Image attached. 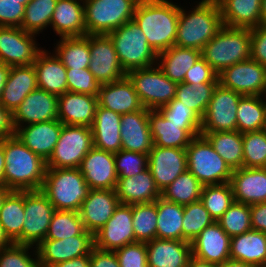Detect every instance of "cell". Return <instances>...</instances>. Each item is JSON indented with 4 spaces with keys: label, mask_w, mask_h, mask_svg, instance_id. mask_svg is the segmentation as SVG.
Returning a JSON list of instances; mask_svg holds the SVG:
<instances>
[{
    "label": "cell",
    "mask_w": 266,
    "mask_h": 267,
    "mask_svg": "<svg viewBox=\"0 0 266 267\" xmlns=\"http://www.w3.org/2000/svg\"><path fill=\"white\" fill-rule=\"evenodd\" d=\"M180 7L168 0H139L133 20L158 54L175 45Z\"/></svg>",
    "instance_id": "6da1fadb"
},
{
    "label": "cell",
    "mask_w": 266,
    "mask_h": 267,
    "mask_svg": "<svg viewBox=\"0 0 266 267\" xmlns=\"http://www.w3.org/2000/svg\"><path fill=\"white\" fill-rule=\"evenodd\" d=\"M4 147L6 188L15 191L41 190L46 161L33 153L14 135L1 138Z\"/></svg>",
    "instance_id": "7a4b0ae2"
},
{
    "label": "cell",
    "mask_w": 266,
    "mask_h": 267,
    "mask_svg": "<svg viewBox=\"0 0 266 267\" xmlns=\"http://www.w3.org/2000/svg\"><path fill=\"white\" fill-rule=\"evenodd\" d=\"M222 26L217 0H202L189 13L180 7L175 45L201 51Z\"/></svg>",
    "instance_id": "3957f363"
},
{
    "label": "cell",
    "mask_w": 266,
    "mask_h": 267,
    "mask_svg": "<svg viewBox=\"0 0 266 267\" xmlns=\"http://www.w3.org/2000/svg\"><path fill=\"white\" fill-rule=\"evenodd\" d=\"M201 57L218 75L227 67L251 59L250 29L223 25L202 48Z\"/></svg>",
    "instance_id": "277c9868"
},
{
    "label": "cell",
    "mask_w": 266,
    "mask_h": 267,
    "mask_svg": "<svg viewBox=\"0 0 266 267\" xmlns=\"http://www.w3.org/2000/svg\"><path fill=\"white\" fill-rule=\"evenodd\" d=\"M89 190L79 168H47L41 188L56 210L77 212Z\"/></svg>",
    "instance_id": "5b68a950"
},
{
    "label": "cell",
    "mask_w": 266,
    "mask_h": 267,
    "mask_svg": "<svg viewBox=\"0 0 266 267\" xmlns=\"http://www.w3.org/2000/svg\"><path fill=\"white\" fill-rule=\"evenodd\" d=\"M108 35L126 74L131 70L157 65L154 63H157L158 54L148 44L146 36L134 20L128 21Z\"/></svg>",
    "instance_id": "8992f818"
},
{
    "label": "cell",
    "mask_w": 266,
    "mask_h": 267,
    "mask_svg": "<svg viewBox=\"0 0 266 267\" xmlns=\"http://www.w3.org/2000/svg\"><path fill=\"white\" fill-rule=\"evenodd\" d=\"M187 170L203 186L230 182L233 170L202 135L194 137L186 148Z\"/></svg>",
    "instance_id": "52a82bcc"
},
{
    "label": "cell",
    "mask_w": 266,
    "mask_h": 267,
    "mask_svg": "<svg viewBox=\"0 0 266 267\" xmlns=\"http://www.w3.org/2000/svg\"><path fill=\"white\" fill-rule=\"evenodd\" d=\"M139 0H84L85 27L88 35H108L133 20Z\"/></svg>",
    "instance_id": "ba28073f"
},
{
    "label": "cell",
    "mask_w": 266,
    "mask_h": 267,
    "mask_svg": "<svg viewBox=\"0 0 266 267\" xmlns=\"http://www.w3.org/2000/svg\"><path fill=\"white\" fill-rule=\"evenodd\" d=\"M126 76L144 108L158 110L175 98L178 83L171 81L157 66L131 70Z\"/></svg>",
    "instance_id": "9c48e42d"
},
{
    "label": "cell",
    "mask_w": 266,
    "mask_h": 267,
    "mask_svg": "<svg viewBox=\"0 0 266 267\" xmlns=\"http://www.w3.org/2000/svg\"><path fill=\"white\" fill-rule=\"evenodd\" d=\"M94 147L91 127L64 125L48 161L47 168H79L82 159Z\"/></svg>",
    "instance_id": "30bf717a"
},
{
    "label": "cell",
    "mask_w": 266,
    "mask_h": 267,
    "mask_svg": "<svg viewBox=\"0 0 266 267\" xmlns=\"http://www.w3.org/2000/svg\"><path fill=\"white\" fill-rule=\"evenodd\" d=\"M55 207L41 190L24 191L22 244L37 246L46 237Z\"/></svg>",
    "instance_id": "8fae6325"
},
{
    "label": "cell",
    "mask_w": 266,
    "mask_h": 267,
    "mask_svg": "<svg viewBox=\"0 0 266 267\" xmlns=\"http://www.w3.org/2000/svg\"><path fill=\"white\" fill-rule=\"evenodd\" d=\"M242 96L218 83L201 119V133L237 130L236 112Z\"/></svg>",
    "instance_id": "7c38bea8"
},
{
    "label": "cell",
    "mask_w": 266,
    "mask_h": 267,
    "mask_svg": "<svg viewBox=\"0 0 266 267\" xmlns=\"http://www.w3.org/2000/svg\"><path fill=\"white\" fill-rule=\"evenodd\" d=\"M219 83L243 96L266 95V67L253 59L238 62L218 75Z\"/></svg>",
    "instance_id": "4fadbf2b"
},
{
    "label": "cell",
    "mask_w": 266,
    "mask_h": 267,
    "mask_svg": "<svg viewBox=\"0 0 266 267\" xmlns=\"http://www.w3.org/2000/svg\"><path fill=\"white\" fill-rule=\"evenodd\" d=\"M34 35L20 27L0 26V62L9 67L33 65L41 51Z\"/></svg>",
    "instance_id": "5bb4252c"
},
{
    "label": "cell",
    "mask_w": 266,
    "mask_h": 267,
    "mask_svg": "<svg viewBox=\"0 0 266 267\" xmlns=\"http://www.w3.org/2000/svg\"><path fill=\"white\" fill-rule=\"evenodd\" d=\"M89 49L91 62L88 69L100 85L126 77L109 35H89Z\"/></svg>",
    "instance_id": "9a60e30c"
},
{
    "label": "cell",
    "mask_w": 266,
    "mask_h": 267,
    "mask_svg": "<svg viewBox=\"0 0 266 267\" xmlns=\"http://www.w3.org/2000/svg\"><path fill=\"white\" fill-rule=\"evenodd\" d=\"M132 205L120 203L107 223L94 234V247L104 251H115L127 244L135 243Z\"/></svg>",
    "instance_id": "2e32d148"
},
{
    "label": "cell",
    "mask_w": 266,
    "mask_h": 267,
    "mask_svg": "<svg viewBox=\"0 0 266 267\" xmlns=\"http://www.w3.org/2000/svg\"><path fill=\"white\" fill-rule=\"evenodd\" d=\"M36 248L41 267H51L59 262L90 255L94 248V235H77L65 239H44Z\"/></svg>",
    "instance_id": "e0dca14e"
},
{
    "label": "cell",
    "mask_w": 266,
    "mask_h": 267,
    "mask_svg": "<svg viewBox=\"0 0 266 267\" xmlns=\"http://www.w3.org/2000/svg\"><path fill=\"white\" fill-rule=\"evenodd\" d=\"M154 181L162 191L187 170L186 148H169L153 145L148 154V166Z\"/></svg>",
    "instance_id": "ac0fdd59"
},
{
    "label": "cell",
    "mask_w": 266,
    "mask_h": 267,
    "mask_svg": "<svg viewBox=\"0 0 266 267\" xmlns=\"http://www.w3.org/2000/svg\"><path fill=\"white\" fill-rule=\"evenodd\" d=\"M149 127L155 146L187 148L194 137L201 135V124H175L158 110H149Z\"/></svg>",
    "instance_id": "d6986e66"
},
{
    "label": "cell",
    "mask_w": 266,
    "mask_h": 267,
    "mask_svg": "<svg viewBox=\"0 0 266 267\" xmlns=\"http://www.w3.org/2000/svg\"><path fill=\"white\" fill-rule=\"evenodd\" d=\"M12 115L15 130L22 123L30 125L58 120V96L37 88L27 95Z\"/></svg>",
    "instance_id": "ffe728a7"
},
{
    "label": "cell",
    "mask_w": 266,
    "mask_h": 267,
    "mask_svg": "<svg viewBox=\"0 0 266 267\" xmlns=\"http://www.w3.org/2000/svg\"><path fill=\"white\" fill-rule=\"evenodd\" d=\"M119 204L115 189H90L79 210L85 230L93 235L98 232Z\"/></svg>",
    "instance_id": "44dd1931"
},
{
    "label": "cell",
    "mask_w": 266,
    "mask_h": 267,
    "mask_svg": "<svg viewBox=\"0 0 266 267\" xmlns=\"http://www.w3.org/2000/svg\"><path fill=\"white\" fill-rule=\"evenodd\" d=\"M79 169L90 189H115L118 175L114 153L93 147L82 159Z\"/></svg>",
    "instance_id": "7402d4cb"
},
{
    "label": "cell",
    "mask_w": 266,
    "mask_h": 267,
    "mask_svg": "<svg viewBox=\"0 0 266 267\" xmlns=\"http://www.w3.org/2000/svg\"><path fill=\"white\" fill-rule=\"evenodd\" d=\"M121 149L149 154L154 143L149 127V109L121 115Z\"/></svg>",
    "instance_id": "603a6c76"
},
{
    "label": "cell",
    "mask_w": 266,
    "mask_h": 267,
    "mask_svg": "<svg viewBox=\"0 0 266 267\" xmlns=\"http://www.w3.org/2000/svg\"><path fill=\"white\" fill-rule=\"evenodd\" d=\"M62 126L59 120L22 125L15 130V135L33 153L47 162L59 140Z\"/></svg>",
    "instance_id": "cb8c5ba5"
},
{
    "label": "cell",
    "mask_w": 266,
    "mask_h": 267,
    "mask_svg": "<svg viewBox=\"0 0 266 267\" xmlns=\"http://www.w3.org/2000/svg\"><path fill=\"white\" fill-rule=\"evenodd\" d=\"M230 244L231 237L214 222L191 242L192 255L219 265L230 258Z\"/></svg>",
    "instance_id": "d4e9b609"
},
{
    "label": "cell",
    "mask_w": 266,
    "mask_h": 267,
    "mask_svg": "<svg viewBox=\"0 0 266 267\" xmlns=\"http://www.w3.org/2000/svg\"><path fill=\"white\" fill-rule=\"evenodd\" d=\"M98 106V96L65 92L58 96V120L64 125L91 127Z\"/></svg>",
    "instance_id": "484cf974"
},
{
    "label": "cell",
    "mask_w": 266,
    "mask_h": 267,
    "mask_svg": "<svg viewBox=\"0 0 266 267\" xmlns=\"http://www.w3.org/2000/svg\"><path fill=\"white\" fill-rule=\"evenodd\" d=\"M230 184L236 202L251 206L266 201V168L235 169Z\"/></svg>",
    "instance_id": "4316f807"
},
{
    "label": "cell",
    "mask_w": 266,
    "mask_h": 267,
    "mask_svg": "<svg viewBox=\"0 0 266 267\" xmlns=\"http://www.w3.org/2000/svg\"><path fill=\"white\" fill-rule=\"evenodd\" d=\"M148 267H188L192 246L188 241L155 238L146 243Z\"/></svg>",
    "instance_id": "83f0119b"
},
{
    "label": "cell",
    "mask_w": 266,
    "mask_h": 267,
    "mask_svg": "<svg viewBox=\"0 0 266 267\" xmlns=\"http://www.w3.org/2000/svg\"><path fill=\"white\" fill-rule=\"evenodd\" d=\"M98 105L120 115L144 108L133 83L127 76L116 82L101 84L98 91Z\"/></svg>",
    "instance_id": "f1b7e54d"
},
{
    "label": "cell",
    "mask_w": 266,
    "mask_h": 267,
    "mask_svg": "<svg viewBox=\"0 0 266 267\" xmlns=\"http://www.w3.org/2000/svg\"><path fill=\"white\" fill-rule=\"evenodd\" d=\"M115 192L122 204H141L155 202L161 191L148 168L131 177L118 178Z\"/></svg>",
    "instance_id": "f546056e"
},
{
    "label": "cell",
    "mask_w": 266,
    "mask_h": 267,
    "mask_svg": "<svg viewBox=\"0 0 266 267\" xmlns=\"http://www.w3.org/2000/svg\"><path fill=\"white\" fill-rule=\"evenodd\" d=\"M37 88V76L33 65L12 66L0 97V104L13 113L27 95Z\"/></svg>",
    "instance_id": "4dcf8cb0"
},
{
    "label": "cell",
    "mask_w": 266,
    "mask_h": 267,
    "mask_svg": "<svg viewBox=\"0 0 266 267\" xmlns=\"http://www.w3.org/2000/svg\"><path fill=\"white\" fill-rule=\"evenodd\" d=\"M120 124V114L98 105L91 126L94 147L112 153L121 150Z\"/></svg>",
    "instance_id": "1f68e13d"
},
{
    "label": "cell",
    "mask_w": 266,
    "mask_h": 267,
    "mask_svg": "<svg viewBox=\"0 0 266 267\" xmlns=\"http://www.w3.org/2000/svg\"><path fill=\"white\" fill-rule=\"evenodd\" d=\"M80 1L57 0L50 25L60 37L86 35L84 5Z\"/></svg>",
    "instance_id": "d6a6232c"
},
{
    "label": "cell",
    "mask_w": 266,
    "mask_h": 267,
    "mask_svg": "<svg viewBox=\"0 0 266 267\" xmlns=\"http://www.w3.org/2000/svg\"><path fill=\"white\" fill-rule=\"evenodd\" d=\"M38 88L57 96L67 92V69L55 55L41 50L33 64Z\"/></svg>",
    "instance_id": "836d02e7"
},
{
    "label": "cell",
    "mask_w": 266,
    "mask_h": 267,
    "mask_svg": "<svg viewBox=\"0 0 266 267\" xmlns=\"http://www.w3.org/2000/svg\"><path fill=\"white\" fill-rule=\"evenodd\" d=\"M222 23L233 28L253 29L261 25L262 0H217Z\"/></svg>",
    "instance_id": "e575fe53"
},
{
    "label": "cell",
    "mask_w": 266,
    "mask_h": 267,
    "mask_svg": "<svg viewBox=\"0 0 266 267\" xmlns=\"http://www.w3.org/2000/svg\"><path fill=\"white\" fill-rule=\"evenodd\" d=\"M230 258L266 267V233L250 230L231 237Z\"/></svg>",
    "instance_id": "d590c367"
},
{
    "label": "cell",
    "mask_w": 266,
    "mask_h": 267,
    "mask_svg": "<svg viewBox=\"0 0 266 267\" xmlns=\"http://www.w3.org/2000/svg\"><path fill=\"white\" fill-rule=\"evenodd\" d=\"M200 57L201 51L198 49L174 45L158 53L157 62H159L157 67H159L171 81L182 83L184 82L186 72Z\"/></svg>",
    "instance_id": "8d00e7d4"
},
{
    "label": "cell",
    "mask_w": 266,
    "mask_h": 267,
    "mask_svg": "<svg viewBox=\"0 0 266 267\" xmlns=\"http://www.w3.org/2000/svg\"><path fill=\"white\" fill-rule=\"evenodd\" d=\"M24 216V191L11 190L0 207V224L13 243L22 244Z\"/></svg>",
    "instance_id": "74e56055"
},
{
    "label": "cell",
    "mask_w": 266,
    "mask_h": 267,
    "mask_svg": "<svg viewBox=\"0 0 266 267\" xmlns=\"http://www.w3.org/2000/svg\"><path fill=\"white\" fill-rule=\"evenodd\" d=\"M214 150L231 167L232 170L243 167V139L242 133L234 131H220L201 133Z\"/></svg>",
    "instance_id": "f35d334b"
},
{
    "label": "cell",
    "mask_w": 266,
    "mask_h": 267,
    "mask_svg": "<svg viewBox=\"0 0 266 267\" xmlns=\"http://www.w3.org/2000/svg\"><path fill=\"white\" fill-rule=\"evenodd\" d=\"M184 205L159 197L157 199L156 238L182 240Z\"/></svg>",
    "instance_id": "ab89813d"
},
{
    "label": "cell",
    "mask_w": 266,
    "mask_h": 267,
    "mask_svg": "<svg viewBox=\"0 0 266 267\" xmlns=\"http://www.w3.org/2000/svg\"><path fill=\"white\" fill-rule=\"evenodd\" d=\"M55 54L66 69H84L89 67V35L82 37H61Z\"/></svg>",
    "instance_id": "60d3db41"
},
{
    "label": "cell",
    "mask_w": 266,
    "mask_h": 267,
    "mask_svg": "<svg viewBox=\"0 0 266 267\" xmlns=\"http://www.w3.org/2000/svg\"><path fill=\"white\" fill-rule=\"evenodd\" d=\"M237 131L243 133L263 129L265 101L260 96H242L237 107Z\"/></svg>",
    "instance_id": "b9f144b4"
},
{
    "label": "cell",
    "mask_w": 266,
    "mask_h": 267,
    "mask_svg": "<svg viewBox=\"0 0 266 267\" xmlns=\"http://www.w3.org/2000/svg\"><path fill=\"white\" fill-rule=\"evenodd\" d=\"M202 188L201 182L186 170L161 191V197L173 203L186 205L200 200Z\"/></svg>",
    "instance_id": "7bdbcfd3"
},
{
    "label": "cell",
    "mask_w": 266,
    "mask_h": 267,
    "mask_svg": "<svg viewBox=\"0 0 266 267\" xmlns=\"http://www.w3.org/2000/svg\"><path fill=\"white\" fill-rule=\"evenodd\" d=\"M218 83H178L175 99L192 109L201 119L204 117L213 91Z\"/></svg>",
    "instance_id": "ee69618b"
},
{
    "label": "cell",
    "mask_w": 266,
    "mask_h": 267,
    "mask_svg": "<svg viewBox=\"0 0 266 267\" xmlns=\"http://www.w3.org/2000/svg\"><path fill=\"white\" fill-rule=\"evenodd\" d=\"M157 200L151 203L132 204V223L136 242L147 243L156 238Z\"/></svg>",
    "instance_id": "f6af8a7d"
},
{
    "label": "cell",
    "mask_w": 266,
    "mask_h": 267,
    "mask_svg": "<svg viewBox=\"0 0 266 267\" xmlns=\"http://www.w3.org/2000/svg\"><path fill=\"white\" fill-rule=\"evenodd\" d=\"M77 235H93L85 230L77 211L56 210L45 239H65Z\"/></svg>",
    "instance_id": "bcb514c9"
},
{
    "label": "cell",
    "mask_w": 266,
    "mask_h": 267,
    "mask_svg": "<svg viewBox=\"0 0 266 267\" xmlns=\"http://www.w3.org/2000/svg\"><path fill=\"white\" fill-rule=\"evenodd\" d=\"M200 201L214 221H218L235 201L230 182L203 186Z\"/></svg>",
    "instance_id": "7dc6e473"
},
{
    "label": "cell",
    "mask_w": 266,
    "mask_h": 267,
    "mask_svg": "<svg viewBox=\"0 0 266 267\" xmlns=\"http://www.w3.org/2000/svg\"><path fill=\"white\" fill-rule=\"evenodd\" d=\"M57 0H31L25 6L21 27L24 31L38 34L50 25Z\"/></svg>",
    "instance_id": "c3c4849f"
},
{
    "label": "cell",
    "mask_w": 266,
    "mask_h": 267,
    "mask_svg": "<svg viewBox=\"0 0 266 267\" xmlns=\"http://www.w3.org/2000/svg\"><path fill=\"white\" fill-rule=\"evenodd\" d=\"M215 221L200 200L184 205L182 241L192 242L201 231Z\"/></svg>",
    "instance_id": "681fc988"
},
{
    "label": "cell",
    "mask_w": 266,
    "mask_h": 267,
    "mask_svg": "<svg viewBox=\"0 0 266 267\" xmlns=\"http://www.w3.org/2000/svg\"><path fill=\"white\" fill-rule=\"evenodd\" d=\"M243 139V167L266 168V132H247Z\"/></svg>",
    "instance_id": "f907efd6"
},
{
    "label": "cell",
    "mask_w": 266,
    "mask_h": 267,
    "mask_svg": "<svg viewBox=\"0 0 266 267\" xmlns=\"http://www.w3.org/2000/svg\"><path fill=\"white\" fill-rule=\"evenodd\" d=\"M216 222L230 237L250 231L252 230L250 206L234 201Z\"/></svg>",
    "instance_id": "816d5d0a"
},
{
    "label": "cell",
    "mask_w": 266,
    "mask_h": 267,
    "mask_svg": "<svg viewBox=\"0 0 266 267\" xmlns=\"http://www.w3.org/2000/svg\"><path fill=\"white\" fill-rule=\"evenodd\" d=\"M114 161L118 178L131 177L147 168L148 154L121 149L114 153Z\"/></svg>",
    "instance_id": "f5cc1de1"
},
{
    "label": "cell",
    "mask_w": 266,
    "mask_h": 267,
    "mask_svg": "<svg viewBox=\"0 0 266 267\" xmlns=\"http://www.w3.org/2000/svg\"><path fill=\"white\" fill-rule=\"evenodd\" d=\"M31 247L33 246L13 243L1 249L0 267H41L36 250L34 252L37 259L28 254Z\"/></svg>",
    "instance_id": "db71d44e"
},
{
    "label": "cell",
    "mask_w": 266,
    "mask_h": 267,
    "mask_svg": "<svg viewBox=\"0 0 266 267\" xmlns=\"http://www.w3.org/2000/svg\"><path fill=\"white\" fill-rule=\"evenodd\" d=\"M99 82L88 68L67 69V91L98 96Z\"/></svg>",
    "instance_id": "11a10c76"
},
{
    "label": "cell",
    "mask_w": 266,
    "mask_h": 267,
    "mask_svg": "<svg viewBox=\"0 0 266 267\" xmlns=\"http://www.w3.org/2000/svg\"><path fill=\"white\" fill-rule=\"evenodd\" d=\"M120 267H148L146 243L135 242L116 249Z\"/></svg>",
    "instance_id": "9f6ffc18"
},
{
    "label": "cell",
    "mask_w": 266,
    "mask_h": 267,
    "mask_svg": "<svg viewBox=\"0 0 266 267\" xmlns=\"http://www.w3.org/2000/svg\"><path fill=\"white\" fill-rule=\"evenodd\" d=\"M158 111L175 124H201V118L189 107L177 99H173L167 105L160 107Z\"/></svg>",
    "instance_id": "6f0895ef"
},
{
    "label": "cell",
    "mask_w": 266,
    "mask_h": 267,
    "mask_svg": "<svg viewBox=\"0 0 266 267\" xmlns=\"http://www.w3.org/2000/svg\"><path fill=\"white\" fill-rule=\"evenodd\" d=\"M24 13L21 0H0V26L21 27Z\"/></svg>",
    "instance_id": "680465c9"
},
{
    "label": "cell",
    "mask_w": 266,
    "mask_h": 267,
    "mask_svg": "<svg viewBox=\"0 0 266 267\" xmlns=\"http://www.w3.org/2000/svg\"><path fill=\"white\" fill-rule=\"evenodd\" d=\"M185 83L199 84V83H219L218 73L202 58L186 72Z\"/></svg>",
    "instance_id": "91938a15"
},
{
    "label": "cell",
    "mask_w": 266,
    "mask_h": 267,
    "mask_svg": "<svg viewBox=\"0 0 266 267\" xmlns=\"http://www.w3.org/2000/svg\"><path fill=\"white\" fill-rule=\"evenodd\" d=\"M251 59L266 67V25L250 29Z\"/></svg>",
    "instance_id": "94428289"
},
{
    "label": "cell",
    "mask_w": 266,
    "mask_h": 267,
    "mask_svg": "<svg viewBox=\"0 0 266 267\" xmlns=\"http://www.w3.org/2000/svg\"><path fill=\"white\" fill-rule=\"evenodd\" d=\"M90 267H120L114 251L93 248L90 253Z\"/></svg>",
    "instance_id": "6125c7cd"
},
{
    "label": "cell",
    "mask_w": 266,
    "mask_h": 267,
    "mask_svg": "<svg viewBox=\"0 0 266 267\" xmlns=\"http://www.w3.org/2000/svg\"><path fill=\"white\" fill-rule=\"evenodd\" d=\"M252 230L266 233V201L250 206Z\"/></svg>",
    "instance_id": "be15d7a7"
},
{
    "label": "cell",
    "mask_w": 266,
    "mask_h": 267,
    "mask_svg": "<svg viewBox=\"0 0 266 267\" xmlns=\"http://www.w3.org/2000/svg\"><path fill=\"white\" fill-rule=\"evenodd\" d=\"M14 135L15 128L12 112L0 104V139Z\"/></svg>",
    "instance_id": "e7e4bbea"
},
{
    "label": "cell",
    "mask_w": 266,
    "mask_h": 267,
    "mask_svg": "<svg viewBox=\"0 0 266 267\" xmlns=\"http://www.w3.org/2000/svg\"><path fill=\"white\" fill-rule=\"evenodd\" d=\"M51 267H90V255H84L71 260L59 262Z\"/></svg>",
    "instance_id": "03108f58"
},
{
    "label": "cell",
    "mask_w": 266,
    "mask_h": 267,
    "mask_svg": "<svg viewBox=\"0 0 266 267\" xmlns=\"http://www.w3.org/2000/svg\"><path fill=\"white\" fill-rule=\"evenodd\" d=\"M188 267H218L217 264L201 260L195 256H191Z\"/></svg>",
    "instance_id": "003e7915"
},
{
    "label": "cell",
    "mask_w": 266,
    "mask_h": 267,
    "mask_svg": "<svg viewBox=\"0 0 266 267\" xmlns=\"http://www.w3.org/2000/svg\"><path fill=\"white\" fill-rule=\"evenodd\" d=\"M218 267H257V266L229 258L222 264H219Z\"/></svg>",
    "instance_id": "a7ac6f4b"
},
{
    "label": "cell",
    "mask_w": 266,
    "mask_h": 267,
    "mask_svg": "<svg viewBox=\"0 0 266 267\" xmlns=\"http://www.w3.org/2000/svg\"><path fill=\"white\" fill-rule=\"evenodd\" d=\"M4 168H5L4 147L0 143V188L1 187H6L5 176H4Z\"/></svg>",
    "instance_id": "89a4df30"
},
{
    "label": "cell",
    "mask_w": 266,
    "mask_h": 267,
    "mask_svg": "<svg viewBox=\"0 0 266 267\" xmlns=\"http://www.w3.org/2000/svg\"><path fill=\"white\" fill-rule=\"evenodd\" d=\"M10 67L0 62V97L4 89Z\"/></svg>",
    "instance_id": "2644e50d"
},
{
    "label": "cell",
    "mask_w": 266,
    "mask_h": 267,
    "mask_svg": "<svg viewBox=\"0 0 266 267\" xmlns=\"http://www.w3.org/2000/svg\"><path fill=\"white\" fill-rule=\"evenodd\" d=\"M13 242L9 239V237L6 235L4 228L0 224V250L3 248H6L10 245H12Z\"/></svg>",
    "instance_id": "8c879c8a"
},
{
    "label": "cell",
    "mask_w": 266,
    "mask_h": 267,
    "mask_svg": "<svg viewBox=\"0 0 266 267\" xmlns=\"http://www.w3.org/2000/svg\"><path fill=\"white\" fill-rule=\"evenodd\" d=\"M261 24L266 25V0L261 2Z\"/></svg>",
    "instance_id": "753ad0ef"
},
{
    "label": "cell",
    "mask_w": 266,
    "mask_h": 267,
    "mask_svg": "<svg viewBox=\"0 0 266 267\" xmlns=\"http://www.w3.org/2000/svg\"><path fill=\"white\" fill-rule=\"evenodd\" d=\"M6 187H1L0 188V207L2 206L3 200L5 199L6 195L10 192Z\"/></svg>",
    "instance_id": "34e18365"
},
{
    "label": "cell",
    "mask_w": 266,
    "mask_h": 267,
    "mask_svg": "<svg viewBox=\"0 0 266 267\" xmlns=\"http://www.w3.org/2000/svg\"><path fill=\"white\" fill-rule=\"evenodd\" d=\"M263 130L266 132V101H265V121H264Z\"/></svg>",
    "instance_id": "11e5206c"
},
{
    "label": "cell",
    "mask_w": 266,
    "mask_h": 267,
    "mask_svg": "<svg viewBox=\"0 0 266 267\" xmlns=\"http://www.w3.org/2000/svg\"><path fill=\"white\" fill-rule=\"evenodd\" d=\"M23 5H27L31 0H21Z\"/></svg>",
    "instance_id": "2a66077c"
}]
</instances>
